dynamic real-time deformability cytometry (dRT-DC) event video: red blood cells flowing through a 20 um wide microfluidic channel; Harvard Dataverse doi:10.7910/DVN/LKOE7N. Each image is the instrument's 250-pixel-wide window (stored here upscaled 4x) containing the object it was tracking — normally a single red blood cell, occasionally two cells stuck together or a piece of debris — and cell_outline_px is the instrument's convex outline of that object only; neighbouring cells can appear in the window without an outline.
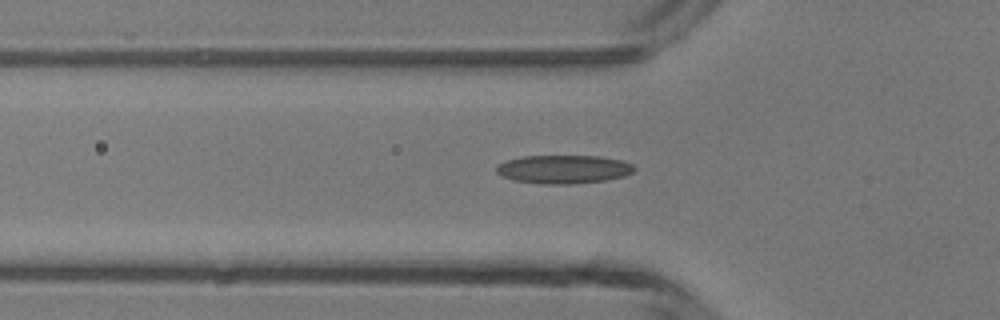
{"species": "common noctule bat (a hibernating species)", "species_latin": "Nyctalus noctula", "temperature_condition": "room temperature", "stored_images_in_passage": 15, "camera_frame_rate_fps": 3000, "um_per_image_px": 0.085, "animal": {"sex": "male", "body_mass_g": 13.3}, "frame": {"image": 1, "passage_image": 15, "time_ms": 4.667, "image_size_px": [1000, 320], "cell_outline_px": [[636, 168], [632, 172], [624, 176], [604, 180], [572, 184], [540, 184], [512, 180], [500, 176], [496, 172], [496, 164], [508, 160], [524, 156], [600, 156], [620, 160], [632, 164]], "centroid_in_image_um": [47.86, 14.39], "position_along_channel_um": 77.9, "area_um2": 22.95}}